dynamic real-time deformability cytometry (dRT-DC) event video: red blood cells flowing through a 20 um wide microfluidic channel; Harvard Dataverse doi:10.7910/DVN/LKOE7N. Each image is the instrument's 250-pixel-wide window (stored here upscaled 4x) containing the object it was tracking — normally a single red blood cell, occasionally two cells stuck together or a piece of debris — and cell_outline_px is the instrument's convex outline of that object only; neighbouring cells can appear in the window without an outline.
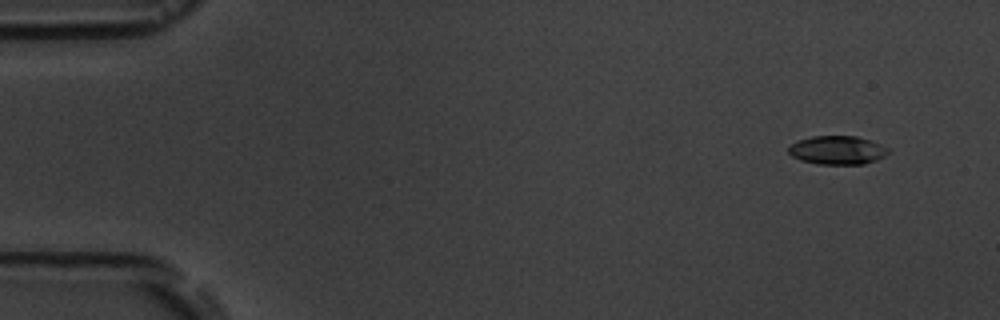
{"species": "common noctule bat (a hibernating species)", "species_latin": "Nyctalus noctula", "temperature_condition": "room temperature", "stored_images_in_passage": 16, "camera_frame_rate_fps": 3000, "um_per_image_px": 0.085, "animal": {"sex": "male", "body_mass_g": 19.5, "forearm_length_mm": 54.6}, "frame": {"image": 1, "passage_image": 1, "time_ms": 0.0, "image_size_px": [1000, 320], "cell_outline_px": [[888, 152], [884, 156], [876, 160], [864, 164], [820, 164], [800, 160], [792, 156], [788, 152], [788, 148], [796, 140], [812, 136], [856, 136], [880, 144], [888, 148]], "centroid_in_image_um": [71.14, 12.76], "position_along_channel_um": 13.9, "area_um2": 16.53}}
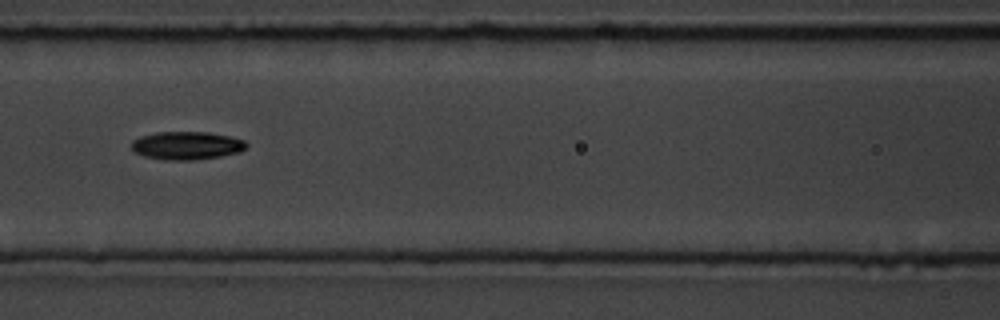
{"frame": {"image": 2, "passage_image": 7, "time_ms": 7.0, "image_size_px": [1000, 320], "cell_outline_px": [[248, 144], [240, 152], [220, 156], [192, 160], [164, 160], [144, 156], [136, 152], [132, 148], [132, 140], [140, 136], [156, 132], [208, 132], [228, 136], [244, 140]], "centroid_in_image_um": [15.85, 12.37], "position_along_channel_um": 150.7, "area_um2": 18.73}}
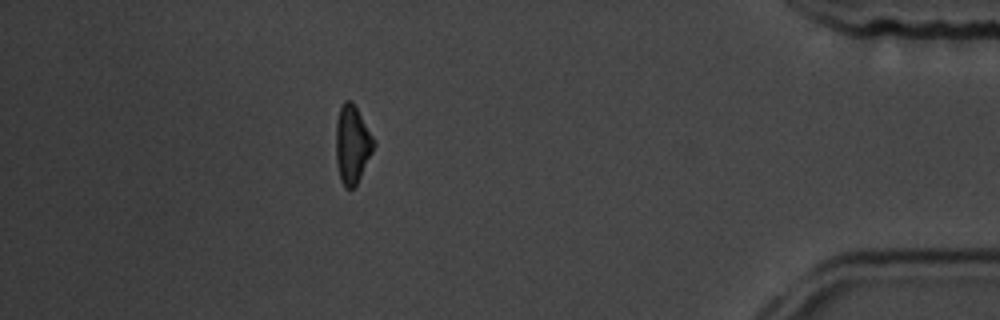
{"frame": {"image": 3, "passage_image": 14, "time_ms": 15.333, "image_size_px": [1000, 320], "cell_outline_px": [[376, 144], [356, 184], [352, 188], [344, 188], [340, 180], [336, 164], [336, 120], [340, 108], [344, 100], [352, 100], [376, 140]], "centroid_in_image_um": [29.93, 12.24], "position_along_channel_um": 405.3, "area_um2": 17.34}, "authors_computed_cell_mechanics": {"area_um2": 17.5423, "velocity_mm_per_s": 3.6339, "shape_relaxation_time_tau1_ms": 3.6974, "shape_relaxation_time_tau2_ms": 5.887, "deformation_change_tau1": 0.1047, "deformation_change_tau2": 0.1268}}